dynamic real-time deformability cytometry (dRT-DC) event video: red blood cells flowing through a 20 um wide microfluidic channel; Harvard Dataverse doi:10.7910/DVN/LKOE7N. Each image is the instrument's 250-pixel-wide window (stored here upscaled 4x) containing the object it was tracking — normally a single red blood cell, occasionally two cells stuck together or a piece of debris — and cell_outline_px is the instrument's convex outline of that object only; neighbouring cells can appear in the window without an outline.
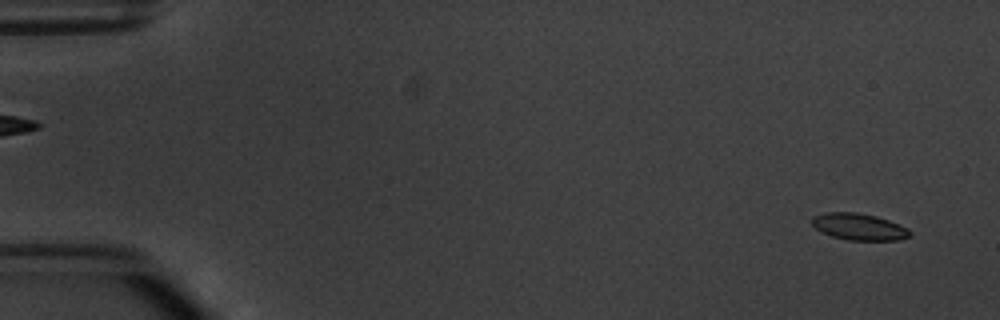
{"species": "common noctule bat (a hibernating species)", "species_latin": "Nyctalus noctula", "temperature_condition": "warm", "stored_images_in_passage": 3, "segment_of_instrument_passage": [2, 2], "camera_frame_rate_fps": 3000, "um_per_image_px": 0.085, "animal": {"sex": "male", "body_mass_g": 20.1, "forearm_length_mm": 53.5}, "frame": {"image": 1, "passage_image": 3, "time_ms": 2.333, "image_size_px": [1000, 320], "cell_outline_px": [[912, 232], [908, 236], [896, 240], [848, 240], [832, 236], [816, 228], [812, 224], [812, 216], [824, 212], [856, 212], [876, 216], [900, 224], [908, 228]], "centroid_in_image_um": [73.01, 19.26], "position_along_channel_um": 12.0, "area_um2": 15.14}}